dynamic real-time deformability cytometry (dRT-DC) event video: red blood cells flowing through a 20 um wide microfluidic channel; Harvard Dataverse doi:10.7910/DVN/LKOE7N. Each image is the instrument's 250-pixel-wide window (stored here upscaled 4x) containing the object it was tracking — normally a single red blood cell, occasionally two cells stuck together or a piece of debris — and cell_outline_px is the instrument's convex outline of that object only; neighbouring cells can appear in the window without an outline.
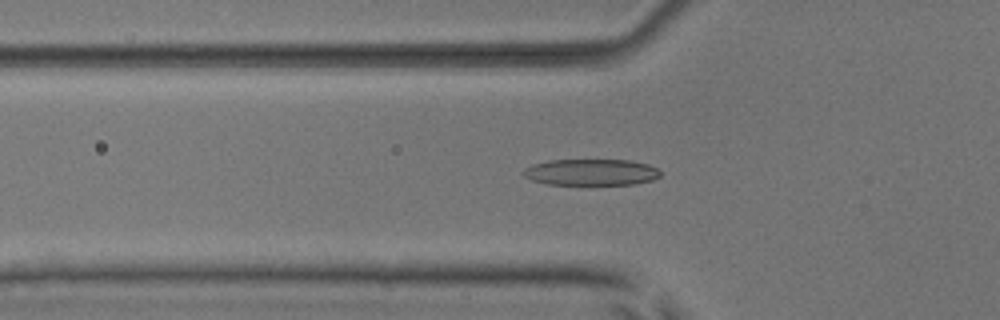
{"species": "common noctule bat (a hibernating species)", "species_latin": "Nyctalus noctula", "temperature_condition": "room temperature", "stored_images_in_passage": 53, "camera_frame_rate_fps": 3000, "um_per_image_px": 0.085, "animal": {"sex": "male", "body_mass_g": 17.9, "forearm_length_mm": 54.2}, "frame": {"image": 1, "passage_image": 19, "time_ms": 6.0, "image_size_px": [1000, 320], "cell_outline_px": [[660, 176], [652, 180], [632, 184], [548, 184], [532, 180], [524, 176], [520, 172], [524, 168], [532, 164], [548, 160], [632, 160], [648, 164], [656, 168], [660, 172]], "centroid_in_image_um": [50.21, 14.63], "position_along_channel_um": 75.6, "area_um2": 21.04}}
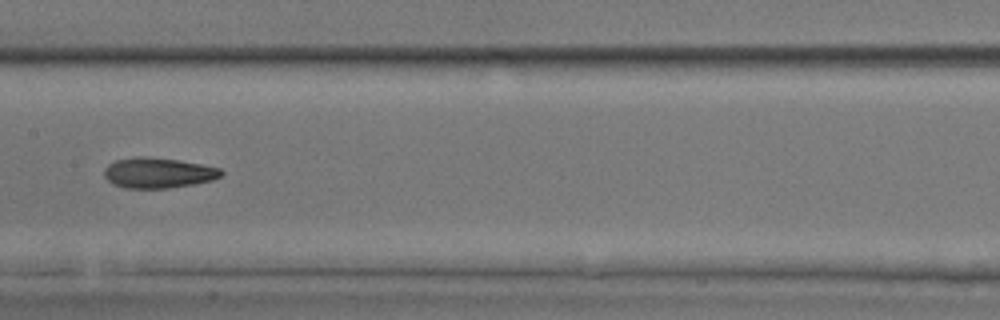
{"frame": {"image": 2, "passage_image": 28, "time_ms": 9.0, "image_size_px": [1000, 320], "cell_outline_px": [[224, 172], [220, 176], [212, 180], [192, 184], [168, 188], [124, 188], [112, 184], [104, 176], [104, 168], [108, 164], [116, 160], [140, 156], [148, 156], [176, 160], [200, 164], [220, 168]], "centroid_in_image_um": [13.41, 14.69], "position_along_channel_um": 194.0, "area_um2": 20.63}}
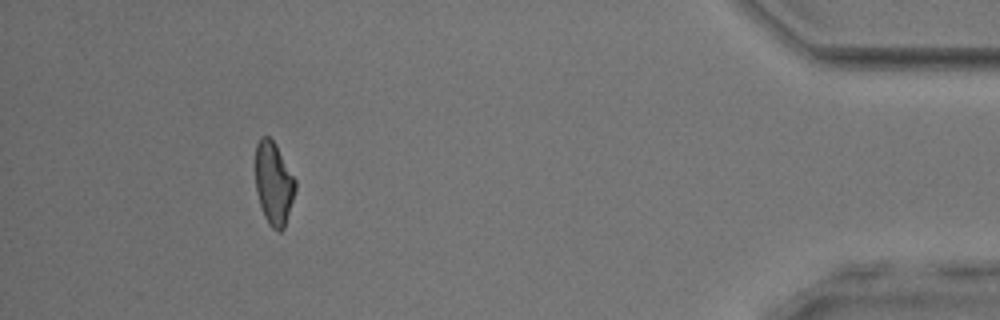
{"frame": {"image": 3, "passage_image": 49, "time_ms": 16.0, "image_size_px": [1000, 320], "cell_outline_px": [[296, 188], [284, 228], [280, 232], [276, 232], [268, 224], [264, 216], [256, 192], [256, 144], [260, 136], [268, 136], [276, 144], [296, 180]], "centroid_in_image_um": [23.26, 15.59], "position_along_channel_um": 411.9, "area_um2": 19.31}, "authors_computed_cell_mechanics": {"area_um2": 20.7502, "velocity_mm_per_s": 3.9356, "shape_relaxation_time_tau1_ms": 2.8413, "shape_relaxation_time_tau2_ms": 3.9922, "deformation_change_tau1": 0.1383, "deformation_change_tau2": 0.1297}}